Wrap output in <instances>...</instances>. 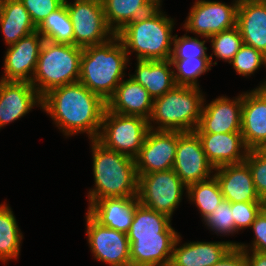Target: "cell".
Here are the masks:
<instances>
[{"label":"cell","instance_id":"2e32d148","mask_svg":"<svg viewBox=\"0 0 266 266\" xmlns=\"http://www.w3.org/2000/svg\"><path fill=\"white\" fill-rule=\"evenodd\" d=\"M41 106L42 97L29 81H4L0 79V129Z\"/></svg>","mask_w":266,"mask_h":266},{"label":"cell","instance_id":"7c38bea8","mask_svg":"<svg viewBox=\"0 0 266 266\" xmlns=\"http://www.w3.org/2000/svg\"><path fill=\"white\" fill-rule=\"evenodd\" d=\"M173 170L186 185L201 182L214 175L201 141L195 132H179ZM212 171V172H211Z\"/></svg>","mask_w":266,"mask_h":266},{"label":"cell","instance_id":"9c48e42d","mask_svg":"<svg viewBox=\"0 0 266 266\" xmlns=\"http://www.w3.org/2000/svg\"><path fill=\"white\" fill-rule=\"evenodd\" d=\"M74 1L64 0L73 25L74 45H99L116 35L106 22L102 0Z\"/></svg>","mask_w":266,"mask_h":266},{"label":"cell","instance_id":"8992f818","mask_svg":"<svg viewBox=\"0 0 266 266\" xmlns=\"http://www.w3.org/2000/svg\"><path fill=\"white\" fill-rule=\"evenodd\" d=\"M83 48L45 40L31 84L42 97L50 90L79 81Z\"/></svg>","mask_w":266,"mask_h":266},{"label":"cell","instance_id":"ffe728a7","mask_svg":"<svg viewBox=\"0 0 266 266\" xmlns=\"http://www.w3.org/2000/svg\"><path fill=\"white\" fill-rule=\"evenodd\" d=\"M181 236L178 235L173 245L169 266H213L228 253L232 247L240 243L231 241L222 242H190L180 244ZM177 247V248H176Z\"/></svg>","mask_w":266,"mask_h":266},{"label":"cell","instance_id":"7bdbcfd3","mask_svg":"<svg viewBox=\"0 0 266 266\" xmlns=\"http://www.w3.org/2000/svg\"><path fill=\"white\" fill-rule=\"evenodd\" d=\"M256 89L266 98V83H261V85Z\"/></svg>","mask_w":266,"mask_h":266},{"label":"cell","instance_id":"d4e9b609","mask_svg":"<svg viewBox=\"0 0 266 266\" xmlns=\"http://www.w3.org/2000/svg\"><path fill=\"white\" fill-rule=\"evenodd\" d=\"M176 238H128L131 266H169Z\"/></svg>","mask_w":266,"mask_h":266},{"label":"cell","instance_id":"f35d334b","mask_svg":"<svg viewBox=\"0 0 266 266\" xmlns=\"http://www.w3.org/2000/svg\"><path fill=\"white\" fill-rule=\"evenodd\" d=\"M36 27L53 11L58 9L64 0H20Z\"/></svg>","mask_w":266,"mask_h":266},{"label":"cell","instance_id":"ab89813d","mask_svg":"<svg viewBox=\"0 0 266 266\" xmlns=\"http://www.w3.org/2000/svg\"><path fill=\"white\" fill-rule=\"evenodd\" d=\"M250 228H252L255 234L250 251L266 253V212L264 209L256 216Z\"/></svg>","mask_w":266,"mask_h":266},{"label":"cell","instance_id":"44dd1931","mask_svg":"<svg viewBox=\"0 0 266 266\" xmlns=\"http://www.w3.org/2000/svg\"><path fill=\"white\" fill-rule=\"evenodd\" d=\"M107 109L120 115L139 116L149 120L153 98L141 84L130 77L117 86L114 95L107 101Z\"/></svg>","mask_w":266,"mask_h":266},{"label":"cell","instance_id":"ac0fdd59","mask_svg":"<svg viewBox=\"0 0 266 266\" xmlns=\"http://www.w3.org/2000/svg\"><path fill=\"white\" fill-rule=\"evenodd\" d=\"M203 151L214 168L244 162L248 152L241 132L196 133Z\"/></svg>","mask_w":266,"mask_h":266},{"label":"cell","instance_id":"e0dca14e","mask_svg":"<svg viewBox=\"0 0 266 266\" xmlns=\"http://www.w3.org/2000/svg\"><path fill=\"white\" fill-rule=\"evenodd\" d=\"M224 200L233 202H261L253 183L248 164L244 161L215 168Z\"/></svg>","mask_w":266,"mask_h":266},{"label":"cell","instance_id":"9a60e30c","mask_svg":"<svg viewBox=\"0 0 266 266\" xmlns=\"http://www.w3.org/2000/svg\"><path fill=\"white\" fill-rule=\"evenodd\" d=\"M242 94L235 99L218 97L205 105L195 133L241 132Z\"/></svg>","mask_w":266,"mask_h":266},{"label":"cell","instance_id":"1f68e13d","mask_svg":"<svg viewBox=\"0 0 266 266\" xmlns=\"http://www.w3.org/2000/svg\"><path fill=\"white\" fill-rule=\"evenodd\" d=\"M212 54L210 57H194L186 59H169L172 67L174 66V79L176 85L199 87L197 79L202 74L211 70ZM177 70V72H175Z\"/></svg>","mask_w":266,"mask_h":266},{"label":"cell","instance_id":"8d00e7d4","mask_svg":"<svg viewBox=\"0 0 266 266\" xmlns=\"http://www.w3.org/2000/svg\"><path fill=\"white\" fill-rule=\"evenodd\" d=\"M252 173L253 183L261 202L266 200V155L259 149H250L244 160Z\"/></svg>","mask_w":266,"mask_h":266},{"label":"cell","instance_id":"5bb4252c","mask_svg":"<svg viewBox=\"0 0 266 266\" xmlns=\"http://www.w3.org/2000/svg\"><path fill=\"white\" fill-rule=\"evenodd\" d=\"M45 39L35 31L9 46L4 58V81L31 82Z\"/></svg>","mask_w":266,"mask_h":266},{"label":"cell","instance_id":"83f0119b","mask_svg":"<svg viewBox=\"0 0 266 266\" xmlns=\"http://www.w3.org/2000/svg\"><path fill=\"white\" fill-rule=\"evenodd\" d=\"M102 4L106 22L115 34L158 6L154 0H102Z\"/></svg>","mask_w":266,"mask_h":266},{"label":"cell","instance_id":"f6af8a7d","mask_svg":"<svg viewBox=\"0 0 266 266\" xmlns=\"http://www.w3.org/2000/svg\"><path fill=\"white\" fill-rule=\"evenodd\" d=\"M263 209H264L265 212H266V200L263 202Z\"/></svg>","mask_w":266,"mask_h":266},{"label":"cell","instance_id":"5b68a950","mask_svg":"<svg viewBox=\"0 0 266 266\" xmlns=\"http://www.w3.org/2000/svg\"><path fill=\"white\" fill-rule=\"evenodd\" d=\"M202 94L199 87L176 85L163 96L153 99V109L148 120L149 128L194 132L205 102ZM152 121L159 126L154 127Z\"/></svg>","mask_w":266,"mask_h":266},{"label":"cell","instance_id":"cb8c5ba5","mask_svg":"<svg viewBox=\"0 0 266 266\" xmlns=\"http://www.w3.org/2000/svg\"><path fill=\"white\" fill-rule=\"evenodd\" d=\"M172 64L167 60H137V66L132 79L141 84L155 99L163 96L176 86Z\"/></svg>","mask_w":266,"mask_h":266},{"label":"cell","instance_id":"60d3db41","mask_svg":"<svg viewBox=\"0 0 266 266\" xmlns=\"http://www.w3.org/2000/svg\"><path fill=\"white\" fill-rule=\"evenodd\" d=\"M213 266H247L245 252L238 247H232L228 253Z\"/></svg>","mask_w":266,"mask_h":266},{"label":"cell","instance_id":"484cf974","mask_svg":"<svg viewBox=\"0 0 266 266\" xmlns=\"http://www.w3.org/2000/svg\"><path fill=\"white\" fill-rule=\"evenodd\" d=\"M0 28L8 46L37 31L30 14L20 0L1 1Z\"/></svg>","mask_w":266,"mask_h":266},{"label":"cell","instance_id":"e575fe53","mask_svg":"<svg viewBox=\"0 0 266 266\" xmlns=\"http://www.w3.org/2000/svg\"><path fill=\"white\" fill-rule=\"evenodd\" d=\"M205 225L208 228L215 231L217 234L230 235L235 232L238 233V230L235 228V223L233 219V211L231 210V202L223 200L218 206L217 209H214L213 212L204 219Z\"/></svg>","mask_w":266,"mask_h":266},{"label":"cell","instance_id":"603a6c76","mask_svg":"<svg viewBox=\"0 0 266 266\" xmlns=\"http://www.w3.org/2000/svg\"><path fill=\"white\" fill-rule=\"evenodd\" d=\"M138 203L137 197L102 198L92 203L87 212L101 225L127 233Z\"/></svg>","mask_w":266,"mask_h":266},{"label":"cell","instance_id":"f1b7e54d","mask_svg":"<svg viewBox=\"0 0 266 266\" xmlns=\"http://www.w3.org/2000/svg\"><path fill=\"white\" fill-rule=\"evenodd\" d=\"M23 235L11 208L0 204V261L17 259Z\"/></svg>","mask_w":266,"mask_h":266},{"label":"cell","instance_id":"d6986e66","mask_svg":"<svg viewBox=\"0 0 266 266\" xmlns=\"http://www.w3.org/2000/svg\"><path fill=\"white\" fill-rule=\"evenodd\" d=\"M241 134L249 150L266 142V98L257 89L242 94Z\"/></svg>","mask_w":266,"mask_h":266},{"label":"cell","instance_id":"d6a6232c","mask_svg":"<svg viewBox=\"0 0 266 266\" xmlns=\"http://www.w3.org/2000/svg\"><path fill=\"white\" fill-rule=\"evenodd\" d=\"M208 39H211L209 42H211L215 56L218 59L228 61V63L233 60L235 54L244 44L237 26L214 34Z\"/></svg>","mask_w":266,"mask_h":266},{"label":"cell","instance_id":"bcb514c9","mask_svg":"<svg viewBox=\"0 0 266 266\" xmlns=\"http://www.w3.org/2000/svg\"><path fill=\"white\" fill-rule=\"evenodd\" d=\"M158 5H161L160 3L162 2V0H154Z\"/></svg>","mask_w":266,"mask_h":266},{"label":"cell","instance_id":"277c9868","mask_svg":"<svg viewBox=\"0 0 266 266\" xmlns=\"http://www.w3.org/2000/svg\"><path fill=\"white\" fill-rule=\"evenodd\" d=\"M127 24L116 35L128 54L136 53L137 60H167L172 55L174 20L160 8ZM131 49V50H130Z\"/></svg>","mask_w":266,"mask_h":266},{"label":"cell","instance_id":"30bf717a","mask_svg":"<svg viewBox=\"0 0 266 266\" xmlns=\"http://www.w3.org/2000/svg\"><path fill=\"white\" fill-rule=\"evenodd\" d=\"M239 1L228 5L219 1L197 0L190 9L184 24L185 30L208 39L235 27Z\"/></svg>","mask_w":266,"mask_h":266},{"label":"cell","instance_id":"ee69618b","mask_svg":"<svg viewBox=\"0 0 266 266\" xmlns=\"http://www.w3.org/2000/svg\"><path fill=\"white\" fill-rule=\"evenodd\" d=\"M259 150L264 154L266 155V143H264L260 148Z\"/></svg>","mask_w":266,"mask_h":266},{"label":"cell","instance_id":"8fae6325","mask_svg":"<svg viewBox=\"0 0 266 266\" xmlns=\"http://www.w3.org/2000/svg\"><path fill=\"white\" fill-rule=\"evenodd\" d=\"M88 243L95 259L110 266H131L127 233L101 225L86 213Z\"/></svg>","mask_w":266,"mask_h":266},{"label":"cell","instance_id":"7a4b0ae2","mask_svg":"<svg viewBox=\"0 0 266 266\" xmlns=\"http://www.w3.org/2000/svg\"><path fill=\"white\" fill-rule=\"evenodd\" d=\"M127 62L128 54L117 35L105 43L84 47L79 82L107 103L124 78Z\"/></svg>","mask_w":266,"mask_h":266},{"label":"cell","instance_id":"f546056e","mask_svg":"<svg viewBox=\"0 0 266 266\" xmlns=\"http://www.w3.org/2000/svg\"><path fill=\"white\" fill-rule=\"evenodd\" d=\"M37 31L45 40L74 45L73 25L66 3L51 12L37 27Z\"/></svg>","mask_w":266,"mask_h":266},{"label":"cell","instance_id":"4fadbf2b","mask_svg":"<svg viewBox=\"0 0 266 266\" xmlns=\"http://www.w3.org/2000/svg\"><path fill=\"white\" fill-rule=\"evenodd\" d=\"M178 131L149 129L134 159L138 175L173 169Z\"/></svg>","mask_w":266,"mask_h":266},{"label":"cell","instance_id":"6da1fadb","mask_svg":"<svg viewBox=\"0 0 266 266\" xmlns=\"http://www.w3.org/2000/svg\"><path fill=\"white\" fill-rule=\"evenodd\" d=\"M65 136L88 134L99 137L107 103L79 81L56 87L42 96L41 107Z\"/></svg>","mask_w":266,"mask_h":266},{"label":"cell","instance_id":"d590c367","mask_svg":"<svg viewBox=\"0 0 266 266\" xmlns=\"http://www.w3.org/2000/svg\"><path fill=\"white\" fill-rule=\"evenodd\" d=\"M174 36L173 49L170 59H186L194 57H210L206 53V40L201 41L197 37L183 35L182 37Z\"/></svg>","mask_w":266,"mask_h":266},{"label":"cell","instance_id":"ba28073f","mask_svg":"<svg viewBox=\"0 0 266 266\" xmlns=\"http://www.w3.org/2000/svg\"><path fill=\"white\" fill-rule=\"evenodd\" d=\"M187 186L173 169L138 175L137 199L141 205L172 218Z\"/></svg>","mask_w":266,"mask_h":266},{"label":"cell","instance_id":"52a82bcc","mask_svg":"<svg viewBox=\"0 0 266 266\" xmlns=\"http://www.w3.org/2000/svg\"><path fill=\"white\" fill-rule=\"evenodd\" d=\"M149 129L145 118L120 115L106 108L97 140L106 148L135 159Z\"/></svg>","mask_w":266,"mask_h":266},{"label":"cell","instance_id":"b9f144b4","mask_svg":"<svg viewBox=\"0 0 266 266\" xmlns=\"http://www.w3.org/2000/svg\"><path fill=\"white\" fill-rule=\"evenodd\" d=\"M237 247L245 252L247 266H266L265 252L251 251V254L249 253L248 245H245L244 243L239 244Z\"/></svg>","mask_w":266,"mask_h":266},{"label":"cell","instance_id":"836d02e7","mask_svg":"<svg viewBox=\"0 0 266 266\" xmlns=\"http://www.w3.org/2000/svg\"><path fill=\"white\" fill-rule=\"evenodd\" d=\"M235 71L241 76H250L261 65L266 66V55L245 44L235 54L233 60L230 62Z\"/></svg>","mask_w":266,"mask_h":266},{"label":"cell","instance_id":"4dcf8cb0","mask_svg":"<svg viewBox=\"0 0 266 266\" xmlns=\"http://www.w3.org/2000/svg\"><path fill=\"white\" fill-rule=\"evenodd\" d=\"M188 199L198 207L203 220L224 200L215 176L187 186Z\"/></svg>","mask_w":266,"mask_h":266},{"label":"cell","instance_id":"3957f363","mask_svg":"<svg viewBox=\"0 0 266 266\" xmlns=\"http://www.w3.org/2000/svg\"><path fill=\"white\" fill-rule=\"evenodd\" d=\"M95 188L89 191V206L102 198L137 197L138 174L135 160L91 140Z\"/></svg>","mask_w":266,"mask_h":266},{"label":"cell","instance_id":"7402d4cb","mask_svg":"<svg viewBox=\"0 0 266 266\" xmlns=\"http://www.w3.org/2000/svg\"><path fill=\"white\" fill-rule=\"evenodd\" d=\"M243 43L266 55V7L261 0H240L237 21Z\"/></svg>","mask_w":266,"mask_h":266},{"label":"cell","instance_id":"4316f807","mask_svg":"<svg viewBox=\"0 0 266 266\" xmlns=\"http://www.w3.org/2000/svg\"><path fill=\"white\" fill-rule=\"evenodd\" d=\"M171 226V218L140 203L135 206L134 217L127 232L128 238L177 237Z\"/></svg>","mask_w":266,"mask_h":266},{"label":"cell","instance_id":"7dc6e473","mask_svg":"<svg viewBox=\"0 0 266 266\" xmlns=\"http://www.w3.org/2000/svg\"><path fill=\"white\" fill-rule=\"evenodd\" d=\"M263 3H264V5H265V7H266V0H261Z\"/></svg>","mask_w":266,"mask_h":266},{"label":"cell","instance_id":"74e56055","mask_svg":"<svg viewBox=\"0 0 266 266\" xmlns=\"http://www.w3.org/2000/svg\"><path fill=\"white\" fill-rule=\"evenodd\" d=\"M263 209V202H233L231 210L233 211V219L235 228L239 231L243 228L251 226L256 216Z\"/></svg>","mask_w":266,"mask_h":266}]
</instances>
